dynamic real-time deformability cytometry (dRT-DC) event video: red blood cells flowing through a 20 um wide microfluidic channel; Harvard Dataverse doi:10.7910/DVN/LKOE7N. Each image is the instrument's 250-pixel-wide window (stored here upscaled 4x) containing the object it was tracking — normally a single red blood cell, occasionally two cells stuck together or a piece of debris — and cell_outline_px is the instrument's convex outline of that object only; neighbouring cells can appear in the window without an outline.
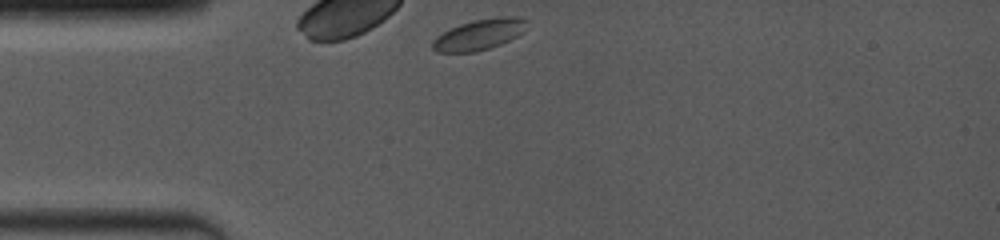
{"species": "common noctule bat (a hibernating species)", "species_latin": "Nyctalus noctula", "temperature_condition": "room temperature", "stored_images_in_passage": 13, "camera_frame_rate_fps": 4000, "um_per_image_px": 0.085, "animal": {"sex": "female", "body_mass_g": 19.0, "forearm_length_mm": 53.3}, "frame": {"image": 1, "passage_image": 1, "time_ms": 0.0, "image_size_px": [1000, 240], "cell_outline_px": [[528, 20], [524, 32], [500, 44], [476, 52], [436, 52], [432, 48], [432, 40], [436, 36], [460, 24], [472, 20], [500, 16], [520, 16]], "centroid_in_image_um": [40.75, 2.92], "position_along_channel_um": 44.2, "area_um2": 16.94}}